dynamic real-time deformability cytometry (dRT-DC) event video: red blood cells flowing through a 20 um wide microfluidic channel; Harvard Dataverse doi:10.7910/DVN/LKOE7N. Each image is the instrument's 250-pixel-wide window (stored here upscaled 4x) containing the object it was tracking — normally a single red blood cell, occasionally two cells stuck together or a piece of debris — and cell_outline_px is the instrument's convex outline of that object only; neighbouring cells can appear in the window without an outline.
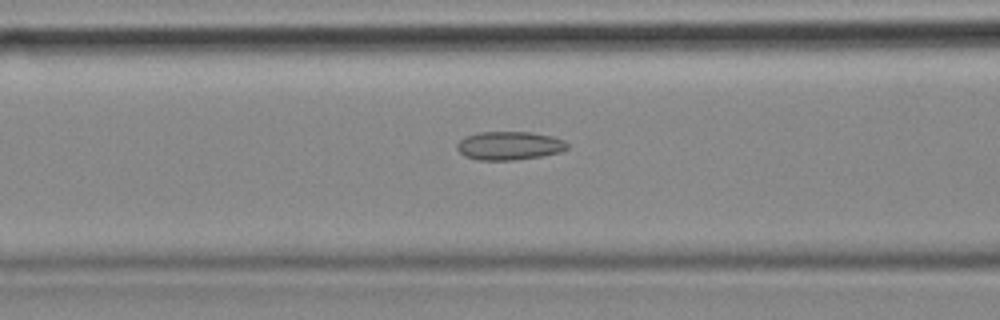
{"species": "common noctule bat (a hibernating species)", "species_latin": "Nyctalus noctula", "temperature_condition": "cold", "stored_images_in_passage": 26, "camera_frame_rate_fps": 3000, "um_per_image_px": 0.085, "animal": {"sex": "female", "body_mass_g": 18.4}, "frame": {"image": 1, "passage_image": 12, "time_ms": 3.667, "image_size_px": [1000, 320], "cell_outline_px": [[568, 148], [560, 152], [540, 156], [512, 160], [480, 160], [464, 156], [456, 148], [456, 144], [464, 136], [480, 132], [532, 132], [552, 136], [564, 140], [568, 144]], "centroid_in_image_um": [43.28, 12.37], "position_along_channel_um": 123.3, "area_um2": 18.32}}
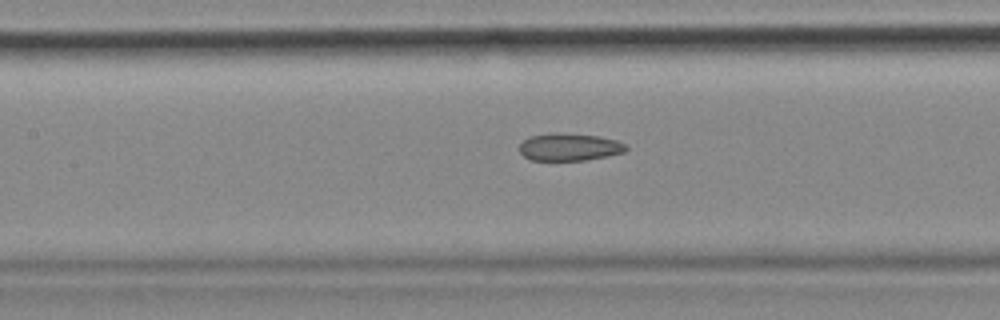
{"frame": {"image": 2, "passage_image": 15, "time_ms": 4.667, "image_size_px": [1000, 320], "cell_outline_px": [[628, 148], [624, 152], [608, 156], [584, 160], [528, 160], [520, 152], [520, 144], [528, 136], [556, 132], [560, 132], [600, 136], [616, 140], [628, 144]], "centroid_in_image_um": [48.41, 12.48], "position_along_channel_um": 159.0, "area_um2": 17.28}}
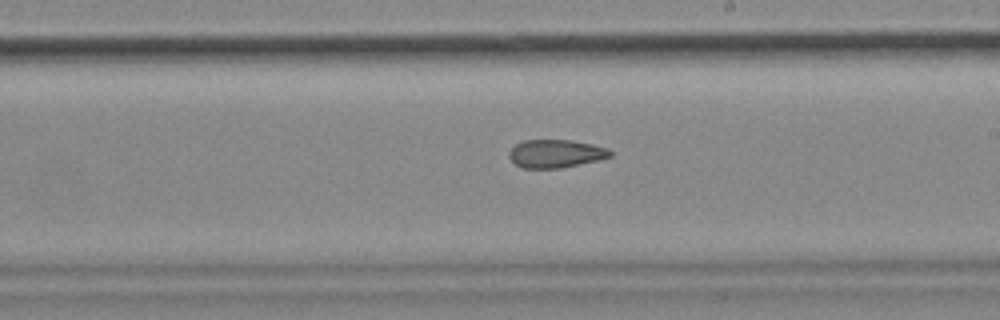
{"frame": {"image": 3, "passage_image": 22, "time_ms": 7.0, "image_size_px": [1000, 320], "cell_outline_px": [[612, 156], [596, 160], [560, 168], [524, 168], [516, 164], [508, 156], [508, 152], [516, 144], [524, 140], [572, 140], [592, 144], [608, 148], [612, 152]], "centroid_in_image_um": [47.23, 13.05], "position_along_channel_um": 241.8, "area_um2": 16.42}}